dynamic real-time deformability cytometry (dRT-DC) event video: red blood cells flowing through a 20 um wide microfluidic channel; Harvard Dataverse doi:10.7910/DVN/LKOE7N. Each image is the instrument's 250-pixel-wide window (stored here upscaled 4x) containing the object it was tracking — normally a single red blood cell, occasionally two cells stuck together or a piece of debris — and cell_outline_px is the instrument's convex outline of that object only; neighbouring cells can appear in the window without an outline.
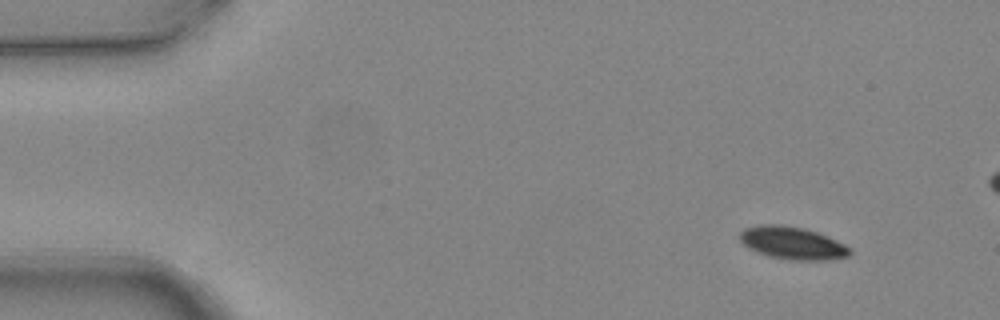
{"species": "common noctule bat (a hibernating species)", "species_latin": "Nyctalus noctula", "temperature_condition": "warm", "stored_images_in_passage": 4, "camera_frame_rate_fps": 3000, "um_per_image_px": 0.085, "animal": {"sex": "female", "body_mass_g": 24.6, "forearm_length_mm": 56.2}, "frame": {"image": 1, "passage_image": 1, "time_ms": 0.0, "image_size_px": [1000, 320], "cell_outline_px": [[852, 252], [848, 256], [828, 260], [792, 260], [768, 256], [756, 252], [748, 248], [740, 240], [740, 232], [744, 228], [756, 224], [780, 224], [804, 228], [828, 236], [852, 248]], "centroid_in_image_um": [67.35, 20.65], "position_along_channel_um": 17.7, "area_um2": 21.1}}